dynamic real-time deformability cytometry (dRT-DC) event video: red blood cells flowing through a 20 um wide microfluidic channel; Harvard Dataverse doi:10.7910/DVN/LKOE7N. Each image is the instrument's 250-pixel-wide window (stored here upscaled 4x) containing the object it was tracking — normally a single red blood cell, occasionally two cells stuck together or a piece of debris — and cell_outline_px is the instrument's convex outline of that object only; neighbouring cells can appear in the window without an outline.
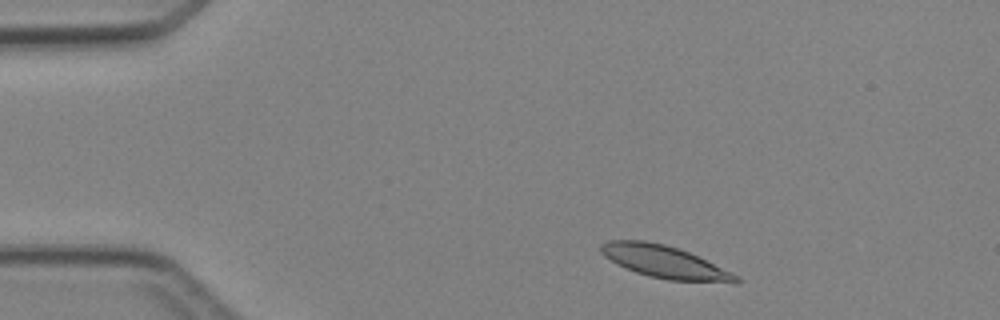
{"species": "Egyptian fruit bat (a non-hibernating species)", "species_latin": "Rousettus aegyptiacus", "temperature_condition": "cold", "stored_images_in_passage": 2, "camera_frame_rate_fps": 3000, "um_per_image_px": 0.085, "animal": {"sex": "female"}, "frame": {"image": 1, "passage_image": 1, "time_ms": 0.0, "image_size_px": [1000, 320], "cell_outline_px": [[740, 284], [736, 284], [668, 280], [648, 276], [636, 272], [616, 264], [604, 256], [600, 252], [600, 244], [608, 240], [644, 240], [664, 244], [680, 248], [732, 272], [740, 276]], "centroid_in_image_um": [56.54, 22.28], "position_along_channel_um": 28.5, "area_um2": 25.95}}